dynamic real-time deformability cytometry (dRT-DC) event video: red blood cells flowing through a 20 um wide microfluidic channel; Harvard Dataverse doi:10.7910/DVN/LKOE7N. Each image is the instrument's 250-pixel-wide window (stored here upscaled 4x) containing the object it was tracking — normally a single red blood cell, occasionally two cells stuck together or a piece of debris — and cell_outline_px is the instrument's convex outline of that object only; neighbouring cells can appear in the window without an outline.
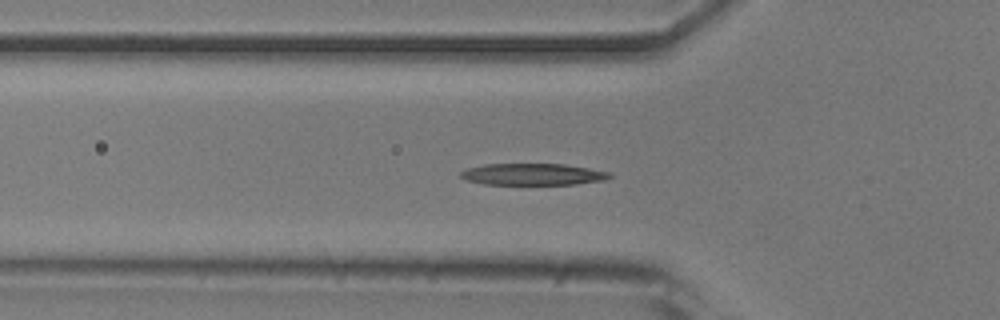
{"species": "common noctule bat (a hibernating species)", "species_latin": "Nyctalus noctula", "temperature_condition": "room temperature", "stored_images_in_passage": 37, "camera_frame_rate_fps": 3000, "um_per_image_px": 0.085, "animal": {"sex": "male", "body_mass_g": 20.5, "forearm_length_mm": 52.5}, "frame": {"image": 1, "passage_image": 2, "time_ms": 0.333, "image_size_px": [1000, 320], "cell_outline_px": [[612, 176], [604, 180], [576, 184], [484, 184], [468, 180], [460, 176], [460, 172], [468, 168], [484, 164], [564, 164], [588, 168], [608, 172]], "centroid_in_image_um": [45.28, 14.81], "position_along_channel_um": 80.5, "area_um2": 18.55}}
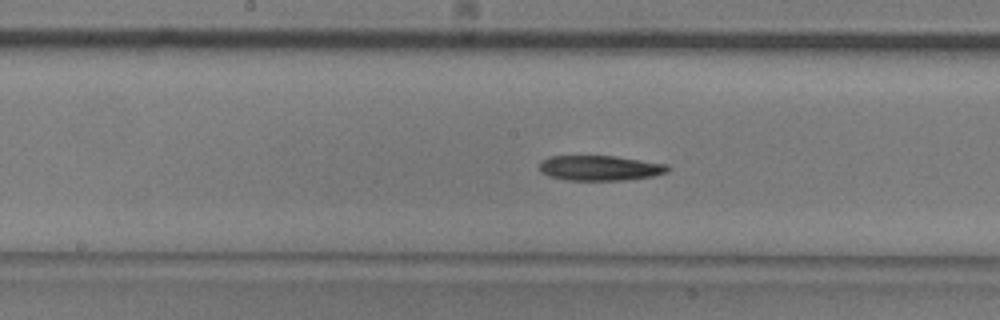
{"frame": {"image": 2, "passage_image": 11, "time_ms": 3.333, "image_size_px": [1000, 320], "cell_outline_px": [[672, 168], [668, 172], [652, 176], [624, 180], [568, 180], [548, 176], [540, 172], [540, 164], [548, 156], [616, 156], [668, 164]], "centroid_in_image_um": [51.03, 14.28], "position_along_channel_um": 197.2, "area_um2": 18.84}}
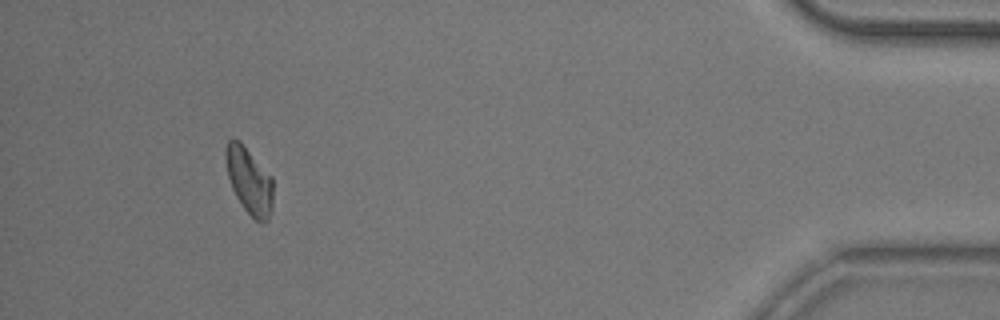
{"frame": {"image": 3, "passage_image": 33, "time_ms": 10.667, "image_size_px": [1000, 320], "cell_outline_px": [[272, 208], [268, 220], [260, 224], [244, 208], [236, 196], [232, 188], [228, 176], [224, 160], [224, 152], [228, 140], [240, 140], [272, 176]], "centroid_in_image_um": [21.17, 15.34], "position_along_channel_um": 414.0, "area_um2": 18.44}, "authors_computed_cell_mechanics": {"area_um2": 18.6116, "velocity_mm_per_s": 3.8516, "shape_relaxation_time_tau1_ms": 3.9569, "shape_relaxation_time_tau2_ms": null, "deformation_change_tau1": 0.1519, "deformation_change_tau2": null}}